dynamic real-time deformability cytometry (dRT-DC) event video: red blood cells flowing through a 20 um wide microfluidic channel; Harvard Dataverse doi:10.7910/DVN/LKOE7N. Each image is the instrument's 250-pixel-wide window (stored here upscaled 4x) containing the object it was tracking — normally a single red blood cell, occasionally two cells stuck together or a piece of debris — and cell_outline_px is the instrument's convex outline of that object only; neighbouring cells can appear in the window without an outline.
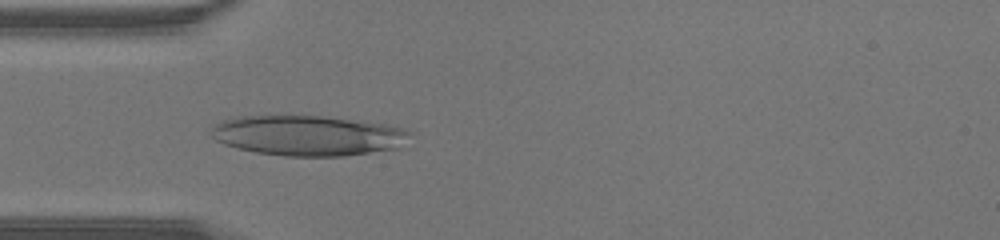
{"species": "human", "species_latin": "Homo sapiens", "temperature_condition": "warm", "stored_images_in_passage": 32, "camera_frame_rate_fps": 3000, "um_per_image_px": 0.085, "donor": {"sex": "male"}, "frame": {"image": 1, "passage_image": 3, "time_ms": 0.667, "image_size_px": [1000, 240], "cell_outline_px": [[412, 132], [396, 148], [344, 156], [284, 156], [256, 152], [236, 148], [224, 144], [216, 140], [208, 132], [212, 124], [232, 116], [320, 116], [384, 124], [404, 128]], "centroid_in_image_um": [26.06, 11.51], "position_along_channel_um": 58.9, "area_um2": 46.47}}
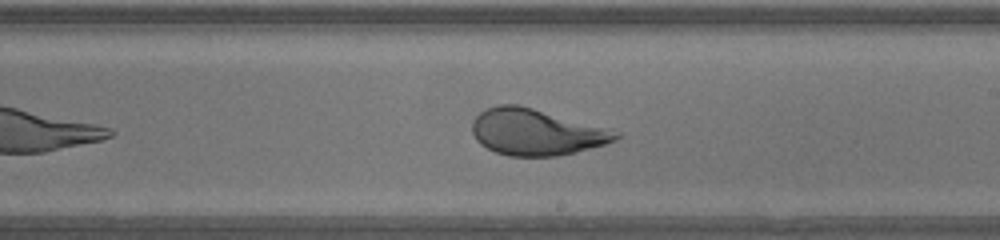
{"frame": {"image": 2, "passage_image": 15, "time_ms": 4.667, "image_size_px": [1000, 240], "cell_outline_px": [[620, 136], [616, 140], [604, 144], [576, 152], [556, 156], [508, 156], [496, 152], [480, 144], [476, 140], [472, 132], [472, 120], [480, 112], [496, 104], [516, 104], [532, 108], [608, 128], [620, 132]], "centroid_in_image_um": [45.55, 11.23], "position_along_channel_um": 243.5, "area_um2": 38.55}}
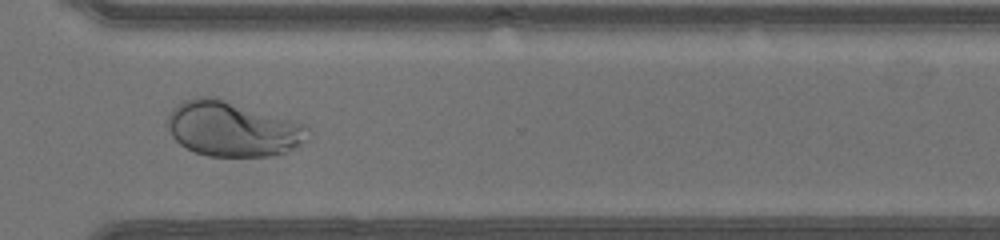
{"frame": {"image": 3, "passage_image": 22, "time_ms": 7.0, "image_size_px": [1000, 240], "cell_outline_px": [[312, 136], [288, 152], [272, 156], [208, 156], [196, 152], [180, 144], [172, 136], [168, 128], [168, 116], [172, 108], [176, 104], [184, 100], [196, 96], [220, 96], [304, 124], [308, 128]], "centroid_in_image_um": [19.79, 10.93], "position_along_channel_um": 350.8, "area_um2": 45.72}}